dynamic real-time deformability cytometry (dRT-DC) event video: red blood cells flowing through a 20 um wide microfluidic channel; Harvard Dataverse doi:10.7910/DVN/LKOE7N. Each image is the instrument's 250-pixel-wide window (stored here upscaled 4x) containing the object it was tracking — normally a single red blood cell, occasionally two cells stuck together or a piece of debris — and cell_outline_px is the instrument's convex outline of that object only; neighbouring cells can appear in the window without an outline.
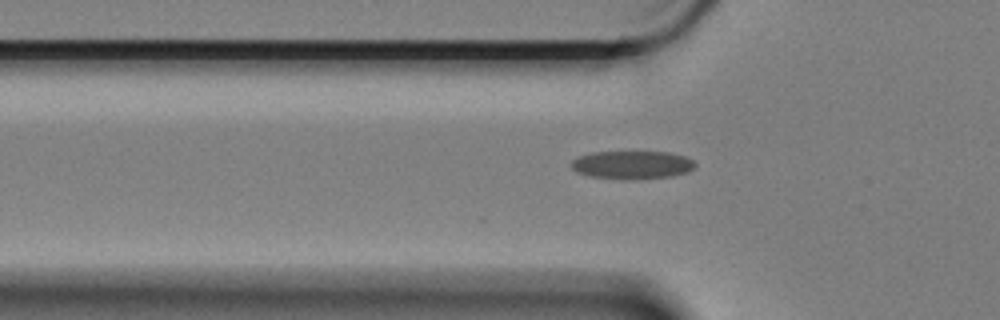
{"species": "Egyptian fruit bat (a non-hibernating species)", "species_latin": "Rousettus aegyptiacus", "temperature_condition": "cold", "stored_images_in_passage": 42, "camera_frame_rate_fps": 3000, "um_per_image_px": 0.085, "animal": {"sex": "female"}, "frame": {"image": 1, "passage_image": 7, "time_ms": 2.0, "image_size_px": [1000, 320], "cell_outline_px": [[696, 164], [688, 172], [672, 176], [592, 176], [576, 172], [572, 168], [572, 160], [580, 156], [592, 152], [668, 152], [684, 156], [692, 160]], "centroid_in_image_um": [53.74, 13.95], "position_along_channel_um": 72.1, "area_um2": 19.02}}
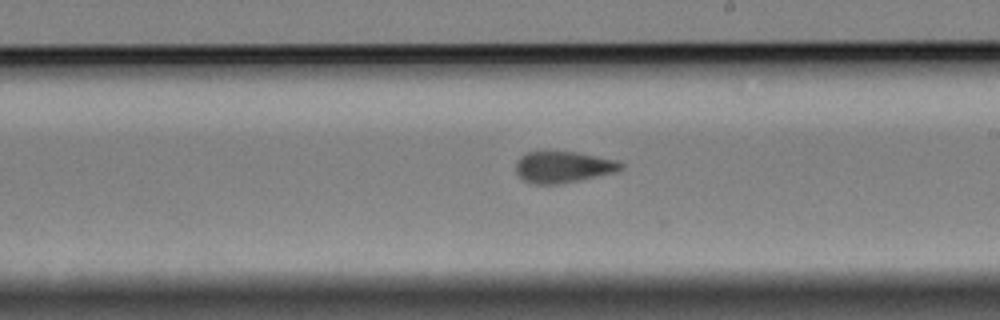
{"frame": {"image": 2, "passage_image": 22, "time_ms": 7.0, "image_size_px": [1000, 320], "cell_outline_px": [[624, 168], [616, 172], [580, 180], [560, 184], [532, 184], [516, 176], [516, 160], [524, 152], [576, 152], [620, 160], [624, 164]], "centroid_in_image_um": [47.88, 14.2], "position_along_channel_um": 241.1, "area_um2": 19.54}}
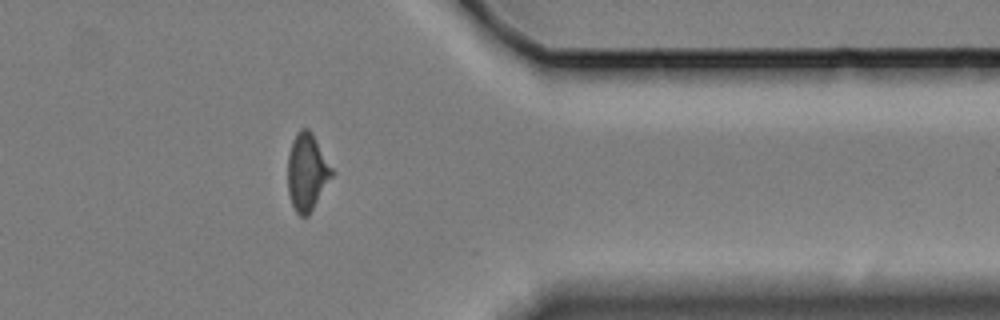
{"frame": {"image": 3, "passage_image": 36, "time_ms": 11.667, "image_size_px": [1000, 320], "cell_outline_px": [[336, 172], [308, 216], [300, 216], [296, 212], [292, 204], [288, 192], [288, 152], [292, 140], [296, 132], [300, 128], [308, 128], [312, 132]], "centroid_in_image_um": [26.12, 14.59], "position_along_channel_um": 385.3, "area_um2": 20.23}}